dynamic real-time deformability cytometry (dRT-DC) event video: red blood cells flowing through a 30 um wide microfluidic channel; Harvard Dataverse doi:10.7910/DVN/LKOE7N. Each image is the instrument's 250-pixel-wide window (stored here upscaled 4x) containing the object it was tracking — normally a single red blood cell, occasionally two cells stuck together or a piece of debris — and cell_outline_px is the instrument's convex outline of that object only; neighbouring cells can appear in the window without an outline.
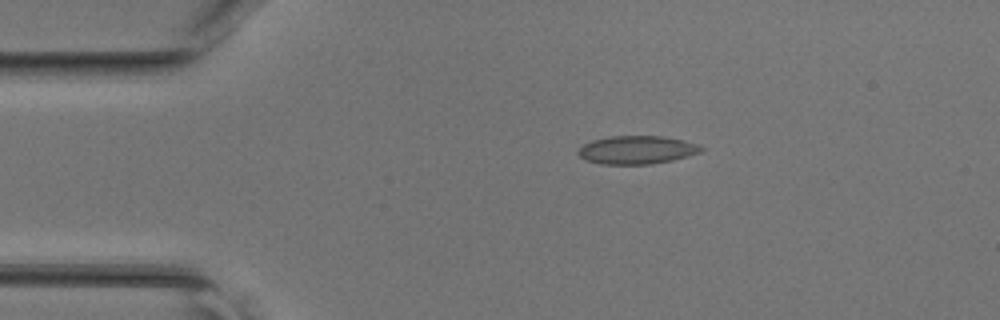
{"species": "common noctule bat (a hibernating species)", "species_latin": "Nyctalus noctula", "temperature_condition": "room temperature", "stored_images_in_passage": 38, "camera_frame_rate_fps": 3000, "um_per_image_px": 0.085, "animal": {"sex": "female", "body_mass_g": 17.0, "forearm_length_mm": 48.0}, "frame": {"image": 1, "passage_image": 1, "time_ms": 0.0, "image_size_px": [1000, 320], "cell_outline_px": [[704, 148], [700, 152], [688, 156], [672, 160], [652, 164], [604, 164], [588, 160], [580, 156], [576, 152], [584, 144], [592, 140], [612, 136], [664, 136], [684, 140], [696, 144]], "centroid_in_image_um": [54.15, 12.73], "position_along_channel_um": 30.9, "area_um2": 20.06}}
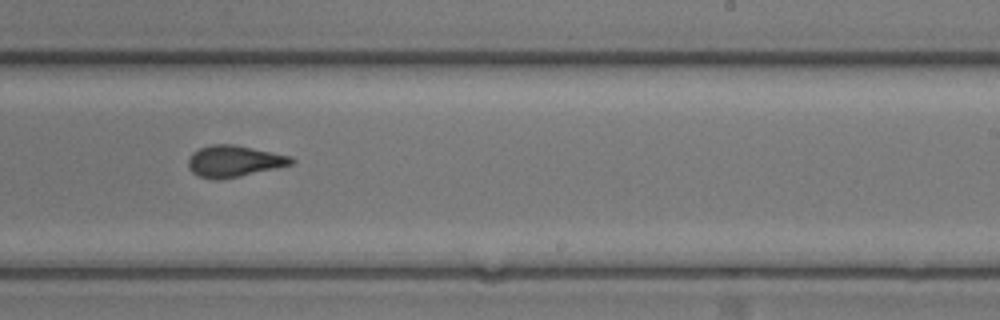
{"frame": {"image": 2, "passage_image": 20, "time_ms": 6.333, "image_size_px": [1000, 320], "cell_outline_px": [[296, 160], [292, 164], [276, 168], [240, 176], [220, 180], [212, 180], [196, 176], [188, 168], [188, 160], [192, 152], [200, 148], [212, 144], [232, 144], [292, 156]], "centroid_in_image_um": [19.86, 13.71], "position_along_channel_um": 269.1, "area_um2": 19.02}}
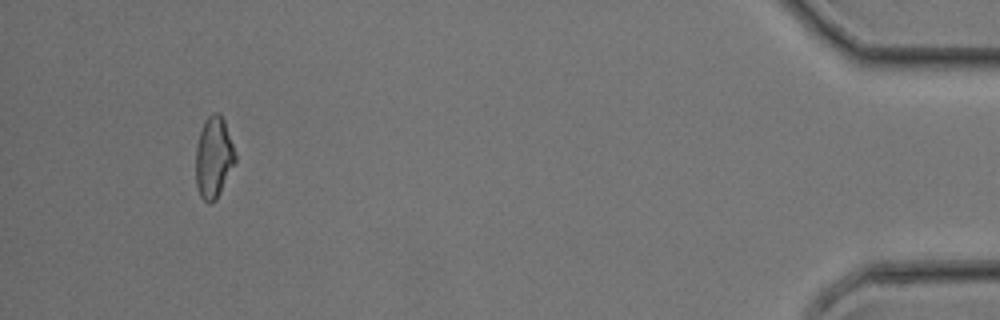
{"frame": {"image": 3, "passage_image": 35, "time_ms": 11.333, "image_size_px": [1000, 320], "cell_outline_px": [[236, 164], [216, 200], [212, 204], [208, 204], [200, 196], [196, 184], [196, 144], [204, 120], [212, 112], [220, 112], [224, 120], [236, 156]], "centroid_in_image_um": [18.16, 13.4], "position_along_channel_um": 417.0, "area_um2": 18.96}}